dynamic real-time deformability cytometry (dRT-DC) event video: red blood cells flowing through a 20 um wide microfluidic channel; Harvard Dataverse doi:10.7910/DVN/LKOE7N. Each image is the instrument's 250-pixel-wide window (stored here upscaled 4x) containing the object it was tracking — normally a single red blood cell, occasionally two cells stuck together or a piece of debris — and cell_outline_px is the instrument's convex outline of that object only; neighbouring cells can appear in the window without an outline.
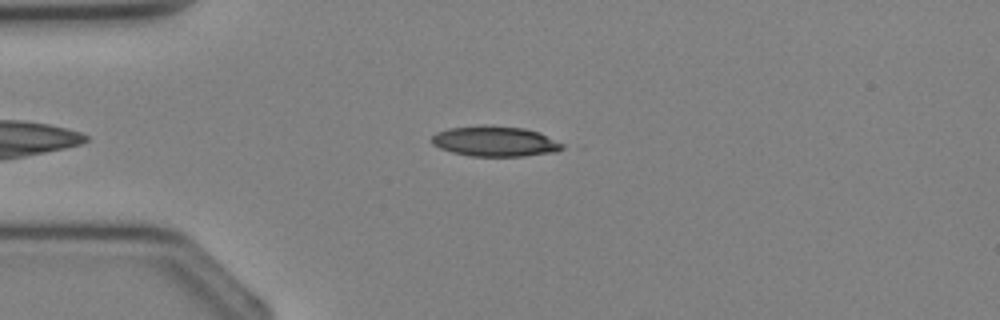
{"species": "Egyptian fruit bat (a non-hibernating species)", "species_latin": "Rousettus aegyptiacus", "temperature_condition": "cold", "stored_images_in_passage": 3, "camera_frame_rate_fps": 3000, "um_per_image_px": 0.085, "animal": {"sex": "female"}, "frame": {"image": 1, "passage_image": 3, "time_ms": 3.0, "image_size_px": [1000, 320], "cell_outline_px": [[564, 148], [556, 152], [524, 156], [472, 156], [452, 152], [440, 148], [432, 144], [432, 136], [436, 132], [448, 128], [484, 124], [524, 128], [540, 132], [564, 144]], "centroid_in_image_um": [42.08, 12.0], "position_along_channel_um": 42.9, "area_um2": 23.29}}